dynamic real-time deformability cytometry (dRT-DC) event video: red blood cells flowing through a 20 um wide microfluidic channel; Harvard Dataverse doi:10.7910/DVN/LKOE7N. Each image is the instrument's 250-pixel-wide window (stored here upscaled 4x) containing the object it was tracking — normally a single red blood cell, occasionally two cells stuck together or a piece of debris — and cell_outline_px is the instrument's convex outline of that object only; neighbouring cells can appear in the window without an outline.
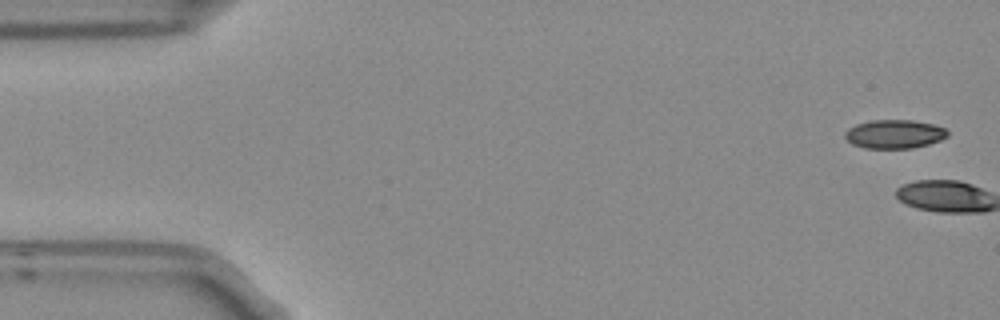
{"species": "Egyptian fruit bat (a non-hibernating species)", "species_latin": "Rousettus aegyptiacus", "temperature_condition": "room temperature", "stored_images_in_passage": 6, "camera_frame_rate_fps": 3000, "um_per_image_px": 0.085, "frame": {"image": 1, "passage_image": 1, "time_ms": 0.0, "image_size_px": [1000, 320], "cell_outline_px": [[948, 136], [940, 140], [928, 144], [912, 148], [864, 148], [852, 144], [844, 136], [844, 132], [848, 128], [856, 124], [872, 120], [912, 120], [932, 124], [944, 128], [948, 132]], "centroid_in_image_um": [76.0, 11.39], "position_along_channel_um": 9.0, "area_um2": 17.11}}